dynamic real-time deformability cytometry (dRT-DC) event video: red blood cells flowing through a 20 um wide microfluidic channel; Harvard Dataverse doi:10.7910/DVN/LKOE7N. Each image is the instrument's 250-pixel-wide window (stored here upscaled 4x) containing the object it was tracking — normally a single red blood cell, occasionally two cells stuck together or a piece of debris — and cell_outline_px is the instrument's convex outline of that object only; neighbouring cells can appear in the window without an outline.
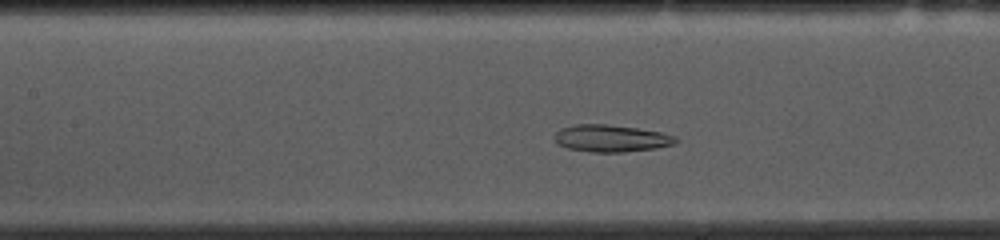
{"species": "common noctule bat (a hibernating species)", "species_latin": "Nyctalus noctula", "temperature_condition": "cold", "stored_images_in_passage": 15, "camera_frame_rate_fps": 3000, "um_per_image_px": 0.085, "animal": {"sex": "female", "body_mass_g": 10.0, "forearm_length_mm": 53.1}, "frame": {"image": 1, "passage_image": 13, "time_ms": 4.0, "image_size_px": [1000, 240], "cell_outline_px": [[680, 140], [672, 144], [656, 148], [624, 152], [588, 152], [568, 148], [556, 144], [552, 140], [552, 136], [560, 128], [576, 124], [608, 124], [636, 128], [660, 132], [676, 136]], "centroid_in_image_um": [51.88, 11.76], "position_along_channel_um": 155.5, "area_um2": 19.36}}